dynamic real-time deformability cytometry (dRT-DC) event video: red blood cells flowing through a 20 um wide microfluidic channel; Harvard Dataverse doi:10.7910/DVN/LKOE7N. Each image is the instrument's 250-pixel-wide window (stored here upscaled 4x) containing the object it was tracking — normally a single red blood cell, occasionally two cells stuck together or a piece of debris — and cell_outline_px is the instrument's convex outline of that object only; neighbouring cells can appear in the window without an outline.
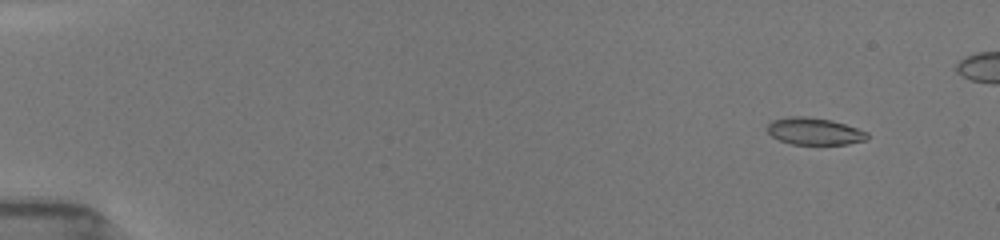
{"species": "common noctule bat (a hibernating species)", "species_latin": "Nyctalus noctula", "temperature_condition": "room temperature", "stored_images_in_passage": 49, "camera_frame_rate_fps": 3000, "um_per_image_px": 0.085, "animal": {"sex": "female", "body_mass_g": 19.5, "forearm_length_mm": 54.1}, "frame": {"image": 1, "passage_image": 5, "time_ms": 1.333, "image_size_px": [1000, 240], "cell_outline_px": [[868, 140], [848, 144], [792, 144], [780, 140], [772, 136], [768, 132], [768, 124], [772, 120], [788, 116], [808, 116], [832, 120], [868, 132]], "centroid_in_image_um": [69.23, 11.15], "position_along_channel_um": 15.8, "area_um2": 15.78}}
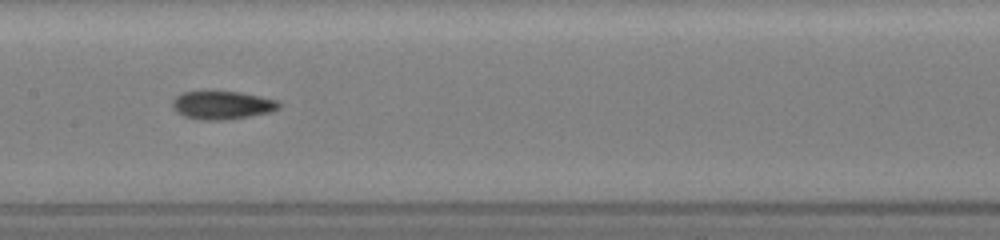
{"frame": {"image": 2, "passage_image": 28, "time_ms": 9.0, "image_size_px": [1000, 240], "cell_outline_px": [[280, 108], [268, 112], [248, 116], [220, 120], [200, 120], [184, 116], [176, 112], [172, 108], [172, 100], [180, 92], [240, 92], [260, 96], [276, 100], [280, 104]], "centroid_in_image_um": [18.83, 8.94], "position_along_channel_um": 188.6, "area_um2": 17.34}}
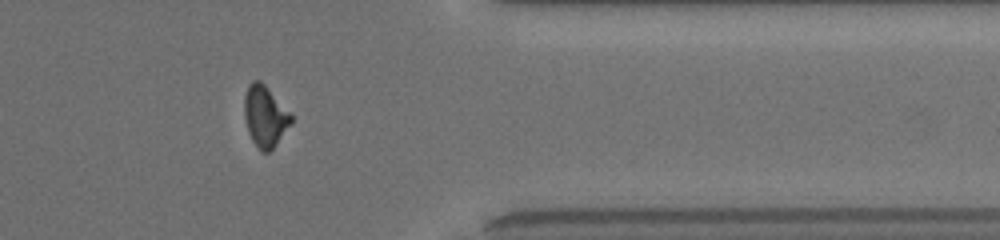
{"frame": {"image": 3, "passage_image": 44, "time_ms": 14.333, "image_size_px": [1000, 240], "cell_outline_px": [[292, 124], [272, 148], [268, 152], [260, 152], [252, 140], [248, 132], [244, 116], [244, 96], [248, 84], [252, 80], [260, 80], [264, 84], [292, 116]], "centroid_in_image_um": [22.5, 9.88], "position_along_channel_um": 388.9, "area_um2": 16.53}}